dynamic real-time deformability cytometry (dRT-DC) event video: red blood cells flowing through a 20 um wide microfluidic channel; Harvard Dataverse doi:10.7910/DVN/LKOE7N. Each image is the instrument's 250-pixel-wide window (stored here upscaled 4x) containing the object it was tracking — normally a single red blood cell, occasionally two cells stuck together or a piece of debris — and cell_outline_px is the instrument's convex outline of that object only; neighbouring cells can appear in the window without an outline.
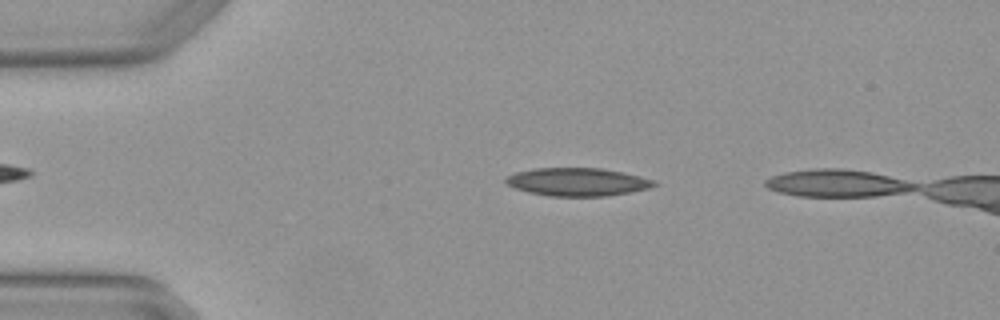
{"species": "Egyptian fruit bat (a non-hibernating species)", "species_latin": "Rousettus aegyptiacus", "temperature_condition": "warm", "stored_images_in_passage": 3, "camera_frame_rate_fps": 3000, "um_per_image_px": 0.085, "animal": {"sex": "female"}, "frame": {"image": 1, "passage_image": 2, "time_ms": 0.333, "image_size_px": [1000, 320], "cell_outline_px": [[660, 184], [652, 188], [608, 196], [548, 196], [528, 192], [516, 188], [508, 184], [504, 180], [508, 176], [516, 172], [532, 168], [600, 168], [624, 172], [656, 180]], "centroid_in_image_um": [49.15, 15.46], "position_along_channel_um": 35.8, "area_um2": 24.45}}